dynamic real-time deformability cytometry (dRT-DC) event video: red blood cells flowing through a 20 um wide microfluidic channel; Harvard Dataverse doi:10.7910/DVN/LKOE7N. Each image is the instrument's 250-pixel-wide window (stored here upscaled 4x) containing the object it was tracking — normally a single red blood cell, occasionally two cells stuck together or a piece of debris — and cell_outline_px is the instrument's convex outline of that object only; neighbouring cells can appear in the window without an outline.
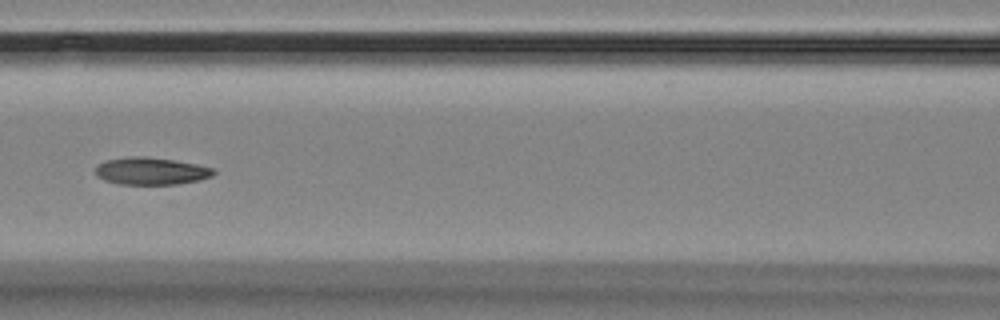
{"species": "Egyptian fruit bat (a non-hibernating species)", "species_latin": "Rousettus aegyptiacus", "temperature_condition": "room temperature", "stored_images_in_passage": 6, "camera_frame_rate_fps": 3000, "um_per_image_px": 0.085, "animal": {"sex": "female"}, "frame": {"image": 1, "passage_image": 6, "time_ms": 6.667, "image_size_px": [1000, 320], "cell_outline_px": [[216, 172], [212, 176], [200, 180], [176, 184], [116, 184], [104, 180], [96, 176], [96, 168], [104, 160], [128, 156], [144, 156], [172, 160], [196, 164], [216, 168]], "centroid_in_image_um": [12.84, 14.54], "position_along_channel_um": 153.8, "area_um2": 18.9}}